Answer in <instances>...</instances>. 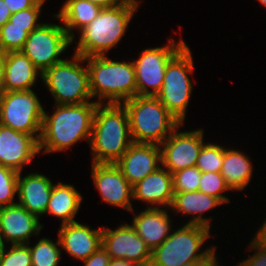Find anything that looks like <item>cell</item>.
<instances>
[{"mask_svg":"<svg viewBox=\"0 0 266 266\" xmlns=\"http://www.w3.org/2000/svg\"><path fill=\"white\" fill-rule=\"evenodd\" d=\"M55 111L48 115L44 110L39 151L61 152L73 147L80 140L90 143L94 113L98 103L54 104Z\"/></svg>","mask_w":266,"mask_h":266,"instance_id":"1","label":"cell"},{"mask_svg":"<svg viewBox=\"0 0 266 266\" xmlns=\"http://www.w3.org/2000/svg\"><path fill=\"white\" fill-rule=\"evenodd\" d=\"M140 3L138 0H125L112 6H104L99 15L79 31L80 37L74 54L84 58L105 56L118 45L127 32Z\"/></svg>","mask_w":266,"mask_h":266,"instance_id":"2","label":"cell"},{"mask_svg":"<svg viewBox=\"0 0 266 266\" xmlns=\"http://www.w3.org/2000/svg\"><path fill=\"white\" fill-rule=\"evenodd\" d=\"M132 143L125 107L122 104H98L89 143L92 163H116Z\"/></svg>","mask_w":266,"mask_h":266,"instance_id":"3","label":"cell"},{"mask_svg":"<svg viewBox=\"0 0 266 266\" xmlns=\"http://www.w3.org/2000/svg\"><path fill=\"white\" fill-rule=\"evenodd\" d=\"M89 71L90 91L98 104H122L137 96L133 62H121L105 56L85 58Z\"/></svg>","mask_w":266,"mask_h":266,"instance_id":"4","label":"cell"},{"mask_svg":"<svg viewBox=\"0 0 266 266\" xmlns=\"http://www.w3.org/2000/svg\"><path fill=\"white\" fill-rule=\"evenodd\" d=\"M125 107L133 143L161 145L181 124L154 96H135Z\"/></svg>","mask_w":266,"mask_h":266,"instance_id":"5","label":"cell"},{"mask_svg":"<svg viewBox=\"0 0 266 266\" xmlns=\"http://www.w3.org/2000/svg\"><path fill=\"white\" fill-rule=\"evenodd\" d=\"M172 232L151 252L150 266H181L193 261H210L215 256V245L204 251L200 249L210 237L208 227L186 223Z\"/></svg>","mask_w":266,"mask_h":266,"instance_id":"6","label":"cell"},{"mask_svg":"<svg viewBox=\"0 0 266 266\" xmlns=\"http://www.w3.org/2000/svg\"><path fill=\"white\" fill-rule=\"evenodd\" d=\"M83 56L74 54L71 60L64 59L42 73V82L52 94L55 104H81L90 102L89 71Z\"/></svg>","mask_w":266,"mask_h":266,"instance_id":"7","label":"cell"},{"mask_svg":"<svg viewBox=\"0 0 266 266\" xmlns=\"http://www.w3.org/2000/svg\"><path fill=\"white\" fill-rule=\"evenodd\" d=\"M193 71L192 53L186 44L167 64L162 88L156 96L181 124L192 95L193 84L188 75Z\"/></svg>","mask_w":266,"mask_h":266,"instance_id":"8","label":"cell"},{"mask_svg":"<svg viewBox=\"0 0 266 266\" xmlns=\"http://www.w3.org/2000/svg\"><path fill=\"white\" fill-rule=\"evenodd\" d=\"M43 115L44 108L33 90L5 91L0 96V124L38 141Z\"/></svg>","mask_w":266,"mask_h":266,"instance_id":"9","label":"cell"},{"mask_svg":"<svg viewBox=\"0 0 266 266\" xmlns=\"http://www.w3.org/2000/svg\"><path fill=\"white\" fill-rule=\"evenodd\" d=\"M185 45L183 39L175 42L173 38H169L165 46L141 51L140 57L132 61L136 74L137 96H157L163 85L167 64Z\"/></svg>","mask_w":266,"mask_h":266,"instance_id":"10","label":"cell"},{"mask_svg":"<svg viewBox=\"0 0 266 266\" xmlns=\"http://www.w3.org/2000/svg\"><path fill=\"white\" fill-rule=\"evenodd\" d=\"M72 44L64 26L42 23L33 30L20 50L43 73L64 59L59 56Z\"/></svg>","mask_w":266,"mask_h":266,"instance_id":"11","label":"cell"},{"mask_svg":"<svg viewBox=\"0 0 266 266\" xmlns=\"http://www.w3.org/2000/svg\"><path fill=\"white\" fill-rule=\"evenodd\" d=\"M181 125L160 145L161 165L171 174L187 167L196 166L199 152L205 144L204 130L177 132Z\"/></svg>","mask_w":266,"mask_h":266,"instance_id":"12","label":"cell"},{"mask_svg":"<svg viewBox=\"0 0 266 266\" xmlns=\"http://www.w3.org/2000/svg\"><path fill=\"white\" fill-rule=\"evenodd\" d=\"M103 249L111 259H124L140 266H150L151 250L130 224L115 230L102 227Z\"/></svg>","mask_w":266,"mask_h":266,"instance_id":"13","label":"cell"},{"mask_svg":"<svg viewBox=\"0 0 266 266\" xmlns=\"http://www.w3.org/2000/svg\"><path fill=\"white\" fill-rule=\"evenodd\" d=\"M91 176L105 203L133 212L132 185L126 180L115 163H92Z\"/></svg>","mask_w":266,"mask_h":266,"instance_id":"14","label":"cell"},{"mask_svg":"<svg viewBox=\"0 0 266 266\" xmlns=\"http://www.w3.org/2000/svg\"><path fill=\"white\" fill-rule=\"evenodd\" d=\"M38 153L39 141L34 136L0 124V165L19 173Z\"/></svg>","mask_w":266,"mask_h":266,"instance_id":"15","label":"cell"},{"mask_svg":"<svg viewBox=\"0 0 266 266\" xmlns=\"http://www.w3.org/2000/svg\"><path fill=\"white\" fill-rule=\"evenodd\" d=\"M39 219L19 203L0 207V235L3 243L30 244L29 238L38 236L43 228Z\"/></svg>","mask_w":266,"mask_h":266,"instance_id":"16","label":"cell"},{"mask_svg":"<svg viewBox=\"0 0 266 266\" xmlns=\"http://www.w3.org/2000/svg\"><path fill=\"white\" fill-rule=\"evenodd\" d=\"M161 163L160 145L132 143L115 164L133 186L160 168Z\"/></svg>","mask_w":266,"mask_h":266,"instance_id":"17","label":"cell"},{"mask_svg":"<svg viewBox=\"0 0 266 266\" xmlns=\"http://www.w3.org/2000/svg\"><path fill=\"white\" fill-rule=\"evenodd\" d=\"M58 239L61 248L66 250L73 260L75 258L84 261L101 247L102 227L90 229V226L77 221L62 224Z\"/></svg>","mask_w":266,"mask_h":266,"instance_id":"18","label":"cell"},{"mask_svg":"<svg viewBox=\"0 0 266 266\" xmlns=\"http://www.w3.org/2000/svg\"><path fill=\"white\" fill-rule=\"evenodd\" d=\"M18 173L17 196L19 203L38 218L46 214L53 189V182L43 174L30 173L24 177Z\"/></svg>","mask_w":266,"mask_h":266,"instance_id":"19","label":"cell"},{"mask_svg":"<svg viewBox=\"0 0 266 266\" xmlns=\"http://www.w3.org/2000/svg\"><path fill=\"white\" fill-rule=\"evenodd\" d=\"M132 192L133 199L155 205V208L169 209L174 196L172 174L161 166L133 185Z\"/></svg>","mask_w":266,"mask_h":266,"instance_id":"20","label":"cell"},{"mask_svg":"<svg viewBox=\"0 0 266 266\" xmlns=\"http://www.w3.org/2000/svg\"><path fill=\"white\" fill-rule=\"evenodd\" d=\"M167 208H155L150 205L132 219V228L146 243L151 252L160 246L169 236L171 220Z\"/></svg>","mask_w":266,"mask_h":266,"instance_id":"21","label":"cell"},{"mask_svg":"<svg viewBox=\"0 0 266 266\" xmlns=\"http://www.w3.org/2000/svg\"><path fill=\"white\" fill-rule=\"evenodd\" d=\"M42 77L41 71L21 51L5 52L4 80L6 91L32 90Z\"/></svg>","mask_w":266,"mask_h":266,"instance_id":"22","label":"cell"},{"mask_svg":"<svg viewBox=\"0 0 266 266\" xmlns=\"http://www.w3.org/2000/svg\"><path fill=\"white\" fill-rule=\"evenodd\" d=\"M223 204L218 198L201 191L174 193L170 209L182 215L192 214L187 224L203 225L210 229V218H204L202 213ZM195 214V215H194Z\"/></svg>","mask_w":266,"mask_h":266,"instance_id":"23","label":"cell"},{"mask_svg":"<svg viewBox=\"0 0 266 266\" xmlns=\"http://www.w3.org/2000/svg\"><path fill=\"white\" fill-rule=\"evenodd\" d=\"M102 8L101 4L91 0H66L59 13L53 16L63 23L73 43L76 36L72 30H82L99 15Z\"/></svg>","mask_w":266,"mask_h":266,"instance_id":"24","label":"cell"},{"mask_svg":"<svg viewBox=\"0 0 266 266\" xmlns=\"http://www.w3.org/2000/svg\"><path fill=\"white\" fill-rule=\"evenodd\" d=\"M82 197L71 184H54L46 213L60 218L61 225L76 222L74 217L80 209Z\"/></svg>","mask_w":266,"mask_h":266,"instance_id":"25","label":"cell"},{"mask_svg":"<svg viewBox=\"0 0 266 266\" xmlns=\"http://www.w3.org/2000/svg\"><path fill=\"white\" fill-rule=\"evenodd\" d=\"M238 150L224 149V159L220 174L230 190L242 191L250 183L253 165L250 158Z\"/></svg>","mask_w":266,"mask_h":266,"instance_id":"26","label":"cell"},{"mask_svg":"<svg viewBox=\"0 0 266 266\" xmlns=\"http://www.w3.org/2000/svg\"><path fill=\"white\" fill-rule=\"evenodd\" d=\"M33 247L29 245L32 266H58L61 260L60 242L41 238Z\"/></svg>","mask_w":266,"mask_h":266,"instance_id":"27","label":"cell"},{"mask_svg":"<svg viewBox=\"0 0 266 266\" xmlns=\"http://www.w3.org/2000/svg\"><path fill=\"white\" fill-rule=\"evenodd\" d=\"M39 26H19L7 21L0 28V51H20L28 35Z\"/></svg>","mask_w":266,"mask_h":266,"instance_id":"28","label":"cell"},{"mask_svg":"<svg viewBox=\"0 0 266 266\" xmlns=\"http://www.w3.org/2000/svg\"><path fill=\"white\" fill-rule=\"evenodd\" d=\"M223 146L215 143H205L198 155L196 167L201 172H220L224 159Z\"/></svg>","mask_w":266,"mask_h":266,"instance_id":"29","label":"cell"},{"mask_svg":"<svg viewBox=\"0 0 266 266\" xmlns=\"http://www.w3.org/2000/svg\"><path fill=\"white\" fill-rule=\"evenodd\" d=\"M198 191L218 198L222 203L230 202V199L225 195V191L231 190L220 172H202Z\"/></svg>","mask_w":266,"mask_h":266,"instance_id":"30","label":"cell"},{"mask_svg":"<svg viewBox=\"0 0 266 266\" xmlns=\"http://www.w3.org/2000/svg\"><path fill=\"white\" fill-rule=\"evenodd\" d=\"M201 175L196 166L172 173L174 193L198 191Z\"/></svg>","mask_w":266,"mask_h":266,"instance_id":"31","label":"cell"},{"mask_svg":"<svg viewBox=\"0 0 266 266\" xmlns=\"http://www.w3.org/2000/svg\"><path fill=\"white\" fill-rule=\"evenodd\" d=\"M18 172L0 165V207L15 204Z\"/></svg>","mask_w":266,"mask_h":266,"instance_id":"32","label":"cell"},{"mask_svg":"<svg viewBox=\"0 0 266 266\" xmlns=\"http://www.w3.org/2000/svg\"><path fill=\"white\" fill-rule=\"evenodd\" d=\"M0 266H32L29 244L4 246L0 253Z\"/></svg>","mask_w":266,"mask_h":266,"instance_id":"33","label":"cell"},{"mask_svg":"<svg viewBox=\"0 0 266 266\" xmlns=\"http://www.w3.org/2000/svg\"><path fill=\"white\" fill-rule=\"evenodd\" d=\"M46 0H40L34 7L11 14L9 22L19 26H40L38 23L42 6Z\"/></svg>","mask_w":266,"mask_h":266,"instance_id":"34","label":"cell"},{"mask_svg":"<svg viewBox=\"0 0 266 266\" xmlns=\"http://www.w3.org/2000/svg\"><path fill=\"white\" fill-rule=\"evenodd\" d=\"M250 245L247 247L253 249L255 252L253 255L242 260L239 266H266V247L259 243L255 238L250 241Z\"/></svg>","mask_w":266,"mask_h":266,"instance_id":"35","label":"cell"},{"mask_svg":"<svg viewBox=\"0 0 266 266\" xmlns=\"http://www.w3.org/2000/svg\"><path fill=\"white\" fill-rule=\"evenodd\" d=\"M109 254L101 246L88 259L84 260L85 266H108L110 262Z\"/></svg>","mask_w":266,"mask_h":266,"instance_id":"36","label":"cell"},{"mask_svg":"<svg viewBox=\"0 0 266 266\" xmlns=\"http://www.w3.org/2000/svg\"><path fill=\"white\" fill-rule=\"evenodd\" d=\"M40 0H4L11 14L34 7Z\"/></svg>","mask_w":266,"mask_h":266,"instance_id":"37","label":"cell"},{"mask_svg":"<svg viewBox=\"0 0 266 266\" xmlns=\"http://www.w3.org/2000/svg\"><path fill=\"white\" fill-rule=\"evenodd\" d=\"M11 12L4 0H0V28L9 21Z\"/></svg>","mask_w":266,"mask_h":266,"instance_id":"38","label":"cell"},{"mask_svg":"<svg viewBox=\"0 0 266 266\" xmlns=\"http://www.w3.org/2000/svg\"><path fill=\"white\" fill-rule=\"evenodd\" d=\"M5 53L0 51V96L6 91L4 80Z\"/></svg>","mask_w":266,"mask_h":266,"instance_id":"39","label":"cell"},{"mask_svg":"<svg viewBox=\"0 0 266 266\" xmlns=\"http://www.w3.org/2000/svg\"><path fill=\"white\" fill-rule=\"evenodd\" d=\"M264 223L258 229L257 233L255 234L254 238L261 243L264 247H266V218H264Z\"/></svg>","mask_w":266,"mask_h":266,"instance_id":"40","label":"cell"},{"mask_svg":"<svg viewBox=\"0 0 266 266\" xmlns=\"http://www.w3.org/2000/svg\"><path fill=\"white\" fill-rule=\"evenodd\" d=\"M108 266H140V265L124 259H110Z\"/></svg>","mask_w":266,"mask_h":266,"instance_id":"41","label":"cell"},{"mask_svg":"<svg viewBox=\"0 0 266 266\" xmlns=\"http://www.w3.org/2000/svg\"><path fill=\"white\" fill-rule=\"evenodd\" d=\"M91 1L99 3V4H101L104 7V6H112V5L121 3V2H123L125 0H91Z\"/></svg>","mask_w":266,"mask_h":266,"instance_id":"42","label":"cell"},{"mask_svg":"<svg viewBox=\"0 0 266 266\" xmlns=\"http://www.w3.org/2000/svg\"><path fill=\"white\" fill-rule=\"evenodd\" d=\"M209 261H193L185 263L181 266H206Z\"/></svg>","mask_w":266,"mask_h":266,"instance_id":"43","label":"cell"},{"mask_svg":"<svg viewBox=\"0 0 266 266\" xmlns=\"http://www.w3.org/2000/svg\"><path fill=\"white\" fill-rule=\"evenodd\" d=\"M206 266H222V265H219V263L217 262V258L216 256H214L208 263ZM239 266V264H238Z\"/></svg>","mask_w":266,"mask_h":266,"instance_id":"44","label":"cell"},{"mask_svg":"<svg viewBox=\"0 0 266 266\" xmlns=\"http://www.w3.org/2000/svg\"><path fill=\"white\" fill-rule=\"evenodd\" d=\"M4 246H5V244L3 243L2 237L0 235V253L3 250Z\"/></svg>","mask_w":266,"mask_h":266,"instance_id":"45","label":"cell"},{"mask_svg":"<svg viewBox=\"0 0 266 266\" xmlns=\"http://www.w3.org/2000/svg\"><path fill=\"white\" fill-rule=\"evenodd\" d=\"M262 6H265L266 7V0H258Z\"/></svg>","mask_w":266,"mask_h":266,"instance_id":"46","label":"cell"}]
</instances>
